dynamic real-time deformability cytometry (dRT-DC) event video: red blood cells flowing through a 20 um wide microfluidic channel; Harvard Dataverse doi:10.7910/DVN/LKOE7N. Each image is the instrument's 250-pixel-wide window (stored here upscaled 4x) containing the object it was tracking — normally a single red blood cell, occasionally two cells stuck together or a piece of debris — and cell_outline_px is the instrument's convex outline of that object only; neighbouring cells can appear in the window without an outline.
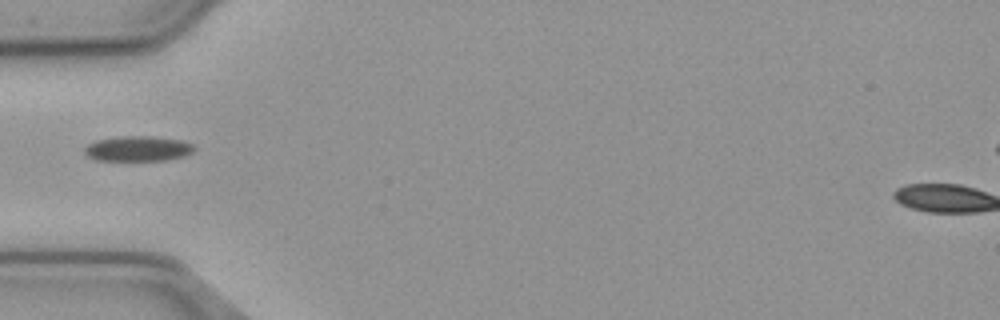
{"species": "common noctule bat (a hibernating species)", "species_latin": "Nyctalus noctula", "temperature_condition": "cold", "stored_images_in_passage": 38, "camera_frame_rate_fps": 3000, "um_per_image_px": 0.085, "animal": {"sex": "male", "body_mass_g": 23.1, "forearm_length_mm": 52.7}, "frame": {"image": 1, "passage_image": 1, "time_ms": 0.0, "image_size_px": [1000, 320], "cell_outline_px": [[196, 148], [192, 152], [184, 156], [164, 160], [96, 160], [88, 156], [84, 152], [84, 148], [88, 144], [96, 140], [124, 136], [152, 136], [184, 140], [196, 144]], "centroid_in_image_um": [11.78, 12.62], "position_along_channel_um": 73.2, "area_um2": 16.18}}
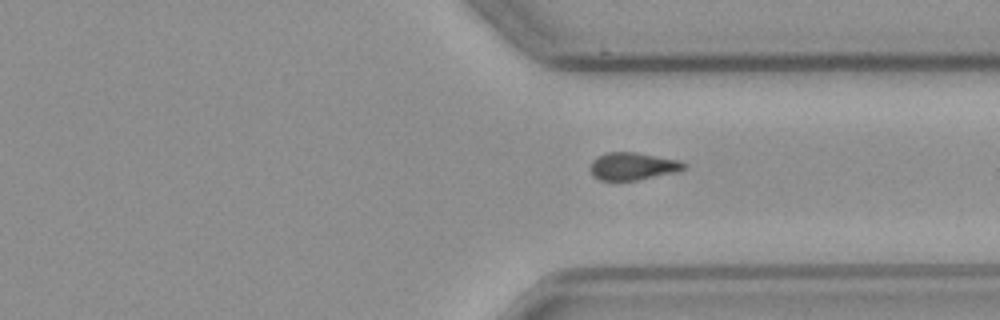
{"frame": {"image": 2, "passage_image": 24, "time_ms": 7.667, "image_size_px": [1000, 320], "cell_outline_px": [[688, 164], [684, 168], [676, 172], [636, 180], [600, 180], [592, 176], [592, 160], [608, 152], [636, 152], [680, 160]], "centroid_in_image_um": [53.82, 14.12], "position_along_channel_um": 357.6, "area_um2": 14.85}}
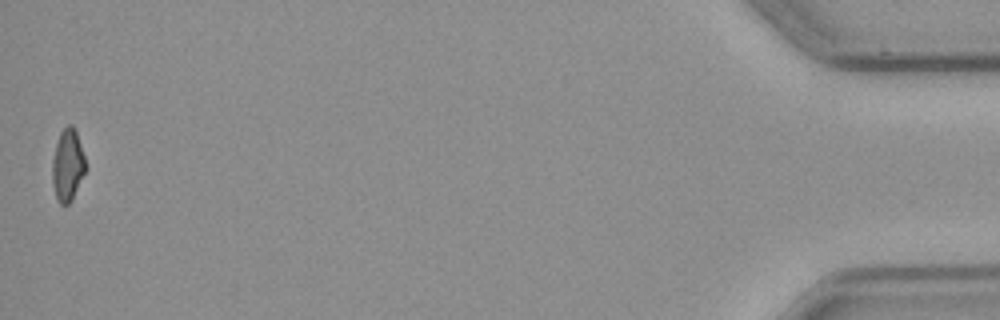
{"frame": {"image": 3, "passage_image": 38, "time_ms": 12.333, "image_size_px": [1000, 320], "cell_outline_px": [[84, 172], [72, 200], [68, 204], [60, 204], [56, 200], [52, 184], [52, 160], [56, 144], [60, 132], [68, 124], [72, 124], [76, 132], [84, 156]], "centroid_in_image_um": [5.71, 14.06], "position_along_channel_um": 429.5, "area_um2": 13.76}}